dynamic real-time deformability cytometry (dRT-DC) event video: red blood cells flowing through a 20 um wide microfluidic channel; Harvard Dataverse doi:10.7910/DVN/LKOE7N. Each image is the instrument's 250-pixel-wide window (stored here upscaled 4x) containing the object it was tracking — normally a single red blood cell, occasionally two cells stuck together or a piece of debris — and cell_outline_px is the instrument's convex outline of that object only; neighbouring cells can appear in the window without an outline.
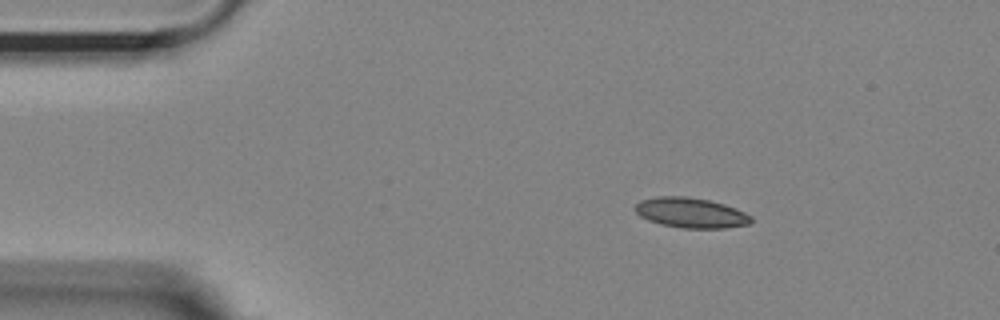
{"species": "Egyptian fruit bat (a non-hibernating species)", "species_latin": "Rousettus aegyptiacus", "temperature_condition": "room temperature", "stored_images_in_passage": 47, "camera_frame_rate_fps": 3000, "um_per_image_px": 0.085, "animal": {"sex": "female"}, "frame": {"image": 1, "passage_image": 1, "time_ms": 0.0, "image_size_px": [1000, 320], "cell_outline_px": [[752, 220], [748, 224], [724, 228], [680, 228], [660, 224], [648, 220], [640, 216], [636, 212], [636, 204], [640, 200], [656, 196], [688, 196], [708, 200], [724, 204], [736, 208], [752, 216]], "centroid_in_image_um": [58.71, 18.08], "position_along_channel_um": 26.3, "area_um2": 20.4}}
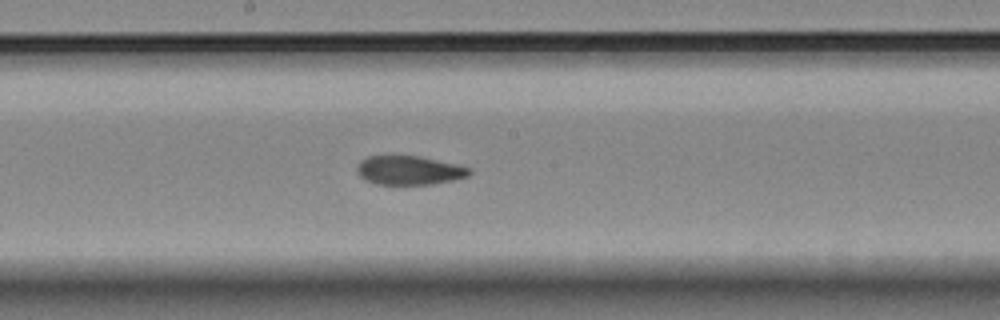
{"frame": {"image": 2, "passage_image": 21, "time_ms": 6.667, "image_size_px": [1000, 320], "cell_outline_px": [[472, 172], [468, 176], [452, 180], [432, 184], [376, 184], [364, 180], [356, 172], [356, 168], [360, 160], [368, 156], [388, 152], [420, 156], [456, 164], [472, 168]], "centroid_in_image_um": [34.71, 14.42], "position_along_channel_um": 213.5, "area_um2": 19.77}}
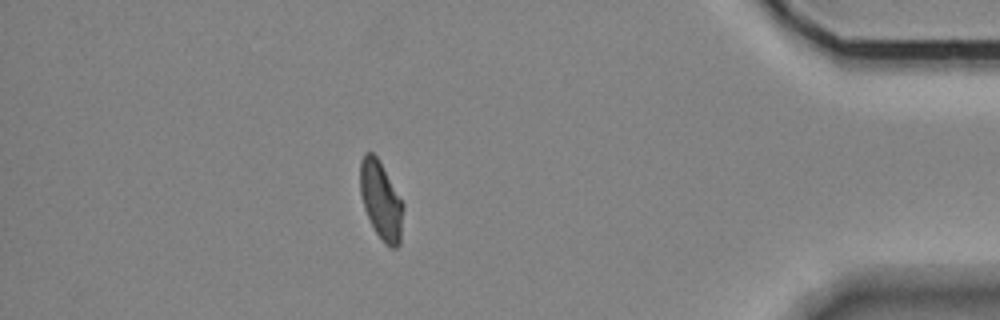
{"frame": {"image": 3, "passage_image": 40, "time_ms": 13.0, "image_size_px": [1000, 320], "cell_outline_px": [[404, 208], [400, 244], [396, 248], [388, 248], [384, 244], [376, 232], [364, 208], [360, 192], [360, 160], [364, 152], [372, 152], [376, 156], [404, 204]], "centroid_in_image_um": [32.39, 17.07], "position_along_channel_um": 402.8, "area_um2": 19.54}, "authors_computed_cell_mechanics": {"area_um2": 19.9988, "velocity_mm_per_s": 3.6682, "shape_relaxation_time_tau1_ms": null, "shape_relaxation_time_tau2_ms": 2.8092, "deformation_change_tau1": null, "deformation_change_tau2": 0.0703}}